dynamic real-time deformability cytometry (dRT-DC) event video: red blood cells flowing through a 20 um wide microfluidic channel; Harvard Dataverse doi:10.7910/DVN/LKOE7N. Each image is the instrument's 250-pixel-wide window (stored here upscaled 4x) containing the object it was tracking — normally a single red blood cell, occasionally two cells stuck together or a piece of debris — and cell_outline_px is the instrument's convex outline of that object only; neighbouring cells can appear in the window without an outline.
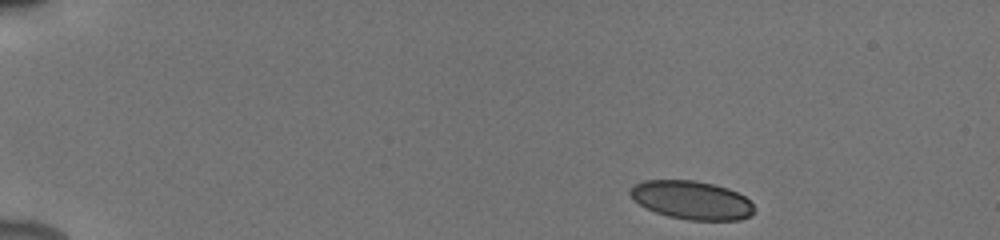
{"species": "human", "species_latin": "Homo sapiens", "temperature_condition": "cold", "stored_images_in_passage": 46, "camera_frame_rate_fps": 3000, "um_per_image_px": 0.085, "donor": {"sex": "male"}, "frame": {"image": 1, "passage_image": 1, "time_ms": 0.0, "image_size_px": [1000, 240], "cell_outline_px": [[756, 208], [748, 216], [740, 220], [688, 220], [668, 216], [656, 212], [640, 204], [628, 192], [632, 184], [644, 180], [696, 180], [728, 188], [744, 196]], "centroid_in_image_um": [58.78, 17.0], "position_along_channel_um": 26.2, "area_um2": 27.69}}
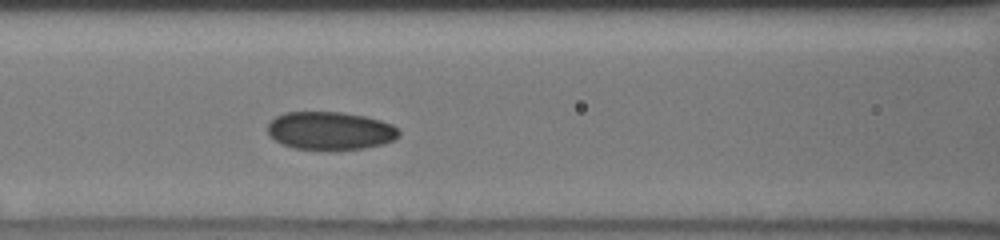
{"frame": {"image": 2, "passage_image": 18, "time_ms": 5.667, "image_size_px": [1000, 240], "cell_outline_px": [[400, 136], [384, 144], [364, 148], [336, 152], [328, 152], [292, 148], [280, 144], [268, 136], [268, 124], [276, 116], [284, 112], [344, 112], [364, 116], [380, 120], [392, 124], [400, 132]], "centroid_in_image_um": [28.04, 11.15], "position_along_channel_um": 138.6, "area_um2": 30.06}}
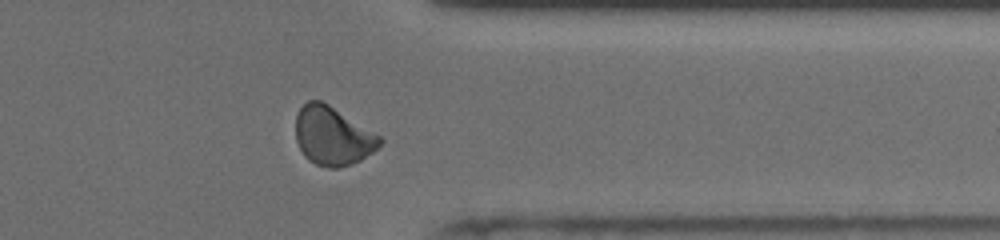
{"frame": {"image": 3, "passage_image": 37, "time_ms": 12.0, "image_size_px": [1000, 240], "cell_outline_px": [[384, 140], [372, 152], [360, 160], [336, 168], [328, 168], [316, 164], [308, 160], [304, 156], [296, 140], [296, 116], [300, 108], [308, 100], [320, 100], [328, 104], [380, 136]], "centroid_in_image_um": [28.25, 11.56], "position_along_channel_um": 383.2, "area_um2": 28.32}, "authors_computed_cell_mechanics": {"area_um2": 28.322, "velocity_mm_per_s": 3.9058, "shape_relaxation_time_tau1_ms": 7.377, "shape_relaxation_time_tau2_ms": 1.5657, "deformation_change_tau1": 0.1226, "deformation_change_tau2": 0.0545}}